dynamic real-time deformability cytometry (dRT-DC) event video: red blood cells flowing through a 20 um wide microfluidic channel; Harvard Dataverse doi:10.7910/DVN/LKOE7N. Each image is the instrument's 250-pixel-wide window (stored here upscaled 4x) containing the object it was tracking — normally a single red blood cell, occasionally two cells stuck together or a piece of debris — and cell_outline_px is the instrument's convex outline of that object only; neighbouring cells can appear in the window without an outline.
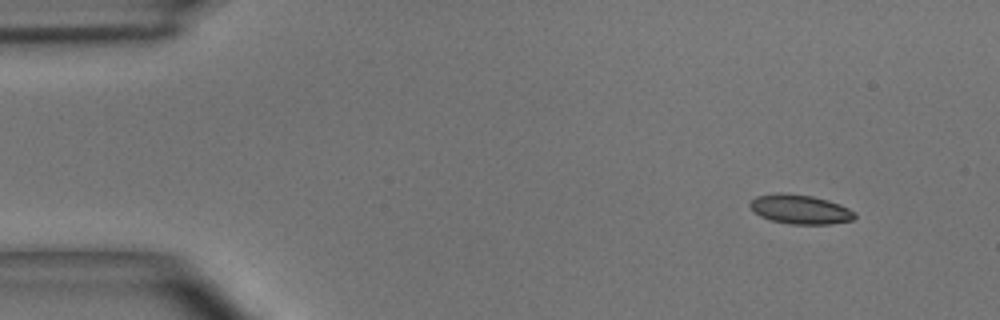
{"species": "common noctule bat (a hibernating species)", "species_latin": "Nyctalus noctula", "temperature_condition": "room temperature", "stored_images_in_passage": 5, "camera_frame_rate_fps": 3000, "um_per_image_px": 0.085, "animal": {"sex": "male", "body_mass_g": 15.6}, "frame": {"image": 1, "passage_image": 1, "time_ms": 0.0, "image_size_px": [1000, 320], "cell_outline_px": [[856, 216], [852, 220], [832, 224], [792, 224], [772, 220], [760, 216], [748, 204], [756, 196], [780, 192], [784, 192], [812, 196], [828, 200], [840, 204], [856, 212]], "centroid_in_image_um": [68.04, 17.78], "position_along_channel_um": 17.0, "area_um2": 17.86}}
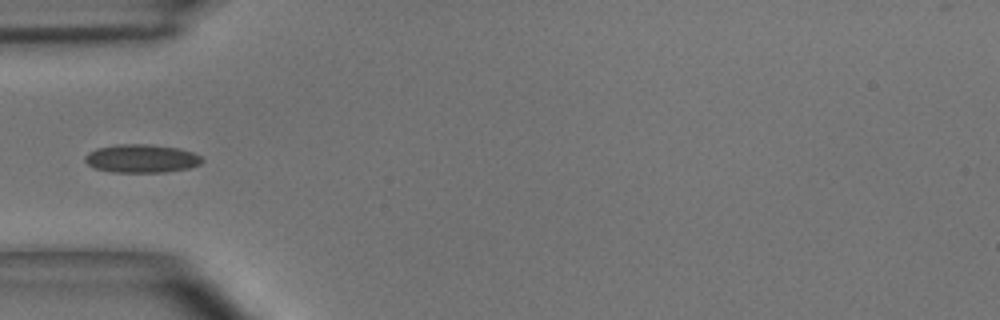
{"frame": {"image": 2, "passage_image": 4, "time_ms": 1.0, "image_size_px": [1000, 320], "cell_outline_px": [[204, 160], [200, 164], [188, 168], [164, 172], [112, 172], [96, 168], [88, 164], [84, 160], [84, 156], [88, 152], [96, 148], [116, 144], [152, 144], [180, 148], [192, 152], [200, 156]], "centroid_in_image_um": [12.02, 13.46], "position_along_channel_um": 73.0, "area_um2": 19.42}}
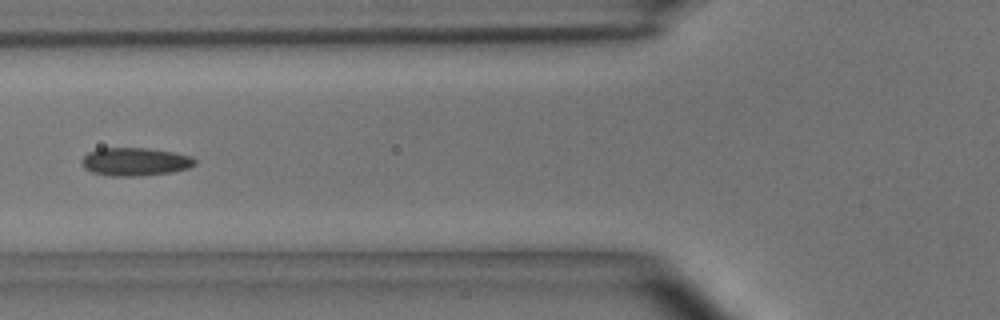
{"frame": {"image": 3, "passage_image": 5, "time_ms": 1.333, "image_size_px": [1000, 320], "cell_outline_px": [[196, 164], [188, 168], [172, 172], [140, 176], [108, 176], [92, 172], [84, 168], [84, 156], [88, 152], [100, 148], [148, 148], [172, 152], [192, 156], [196, 160]], "centroid_in_image_um": [11.51, 13.75], "position_along_channel_um": 114.3, "area_um2": 18.5}}